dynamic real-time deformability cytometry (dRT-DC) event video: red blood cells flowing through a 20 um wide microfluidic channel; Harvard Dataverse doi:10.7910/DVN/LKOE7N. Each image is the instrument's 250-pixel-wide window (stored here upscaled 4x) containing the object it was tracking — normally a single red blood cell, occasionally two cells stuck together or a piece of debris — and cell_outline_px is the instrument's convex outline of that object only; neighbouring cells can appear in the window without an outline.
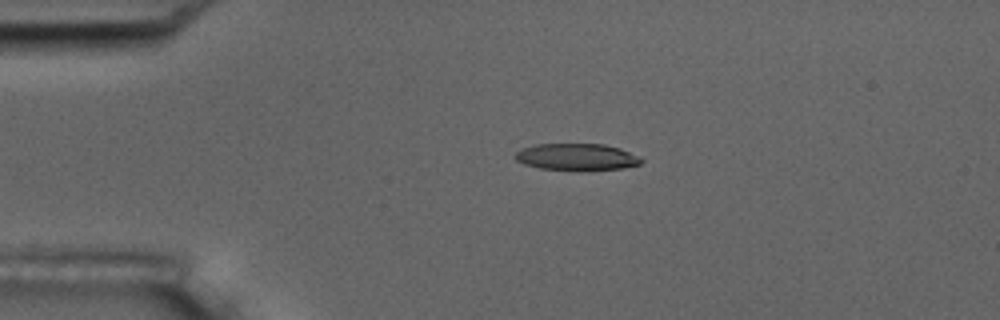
{"species": "common noctule bat (a hibernating species)", "species_latin": "Nyctalus noctula", "temperature_condition": "room temperature", "stored_images_in_passage": 3, "camera_frame_rate_fps": 3000, "um_per_image_px": 0.085, "animal": {"sex": "male", "body_mass_g": 17.5, "forearm_length_mm": 52.3}, "frame": {"image": 1, "passage_image": 3, "time_ms": 2.333, "image_size_px": [1000, 320], "cell_outline_px": [[644, 160], [640, 164], [624, 168], [540, 168], [524, 164], [516, 160], [512, 156], [520, 148], [536, 144], [604, 144], [620, 148]], "centroid_in_image_um": [48.95, 13.3], "position_along_channel_um": 36.0, "area_um2": 18.96}}